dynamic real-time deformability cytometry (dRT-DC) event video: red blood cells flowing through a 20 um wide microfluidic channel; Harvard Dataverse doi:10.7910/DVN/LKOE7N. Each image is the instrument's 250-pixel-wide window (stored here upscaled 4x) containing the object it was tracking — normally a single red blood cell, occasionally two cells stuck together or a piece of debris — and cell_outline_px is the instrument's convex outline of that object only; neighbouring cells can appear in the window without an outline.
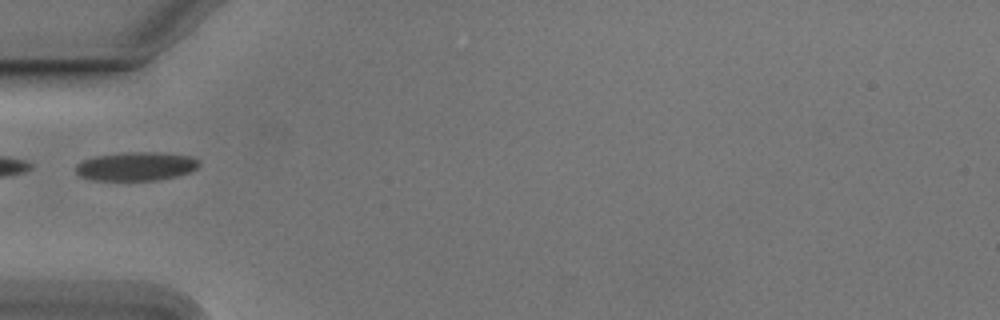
{"species": "Egyptian fruit bat (a non-hibernating species)", "species_latin": "Rousettus aegyptiacus", "temperature_condition": "cold", "stored_images_in_passage": 22, "camera_frame_rate_fps": 3000, "um_per_image_px": 0.085, "animal": {"sex": "male"}, "frame": {"image": 1, "passage_image": 1, "time_ms": 0.0, "image_size_px": [1000, 320], "cell_outline_px": [[200, 164], [196, 168], [188, 172], [176, 176], [156, 180], [92, 180], [80, 176], [76, 172], [76, 164], [84, 160], [96, 156], [128, 152], [160, 152], [192, 156], [200, 160]], "centroid_in_image_um": [11.59, 14.13], "position_along_channel_um": 73.4, "area_um2": 20.58}}
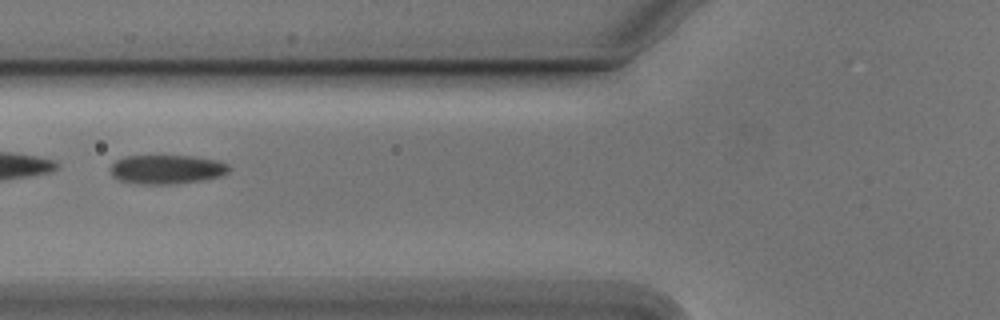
{"frame": {"image": 2, "passage_image": 4, "time_ms": 1.0, "image_size_px": [1000, 320], "cell_outline_px": [[232, 168], [228, 172], [220, 176], [204, 180], [176, 184], [136, 184], [120, 180], [112, 176], [108, 168], [116, 160], [124, 156], [192, 156], [216, 160], [228, 164]], "centroid_in_image_um": [14.16, 14.4], "position_along_channel_um": 111.6, "area_um2": 20.35}}
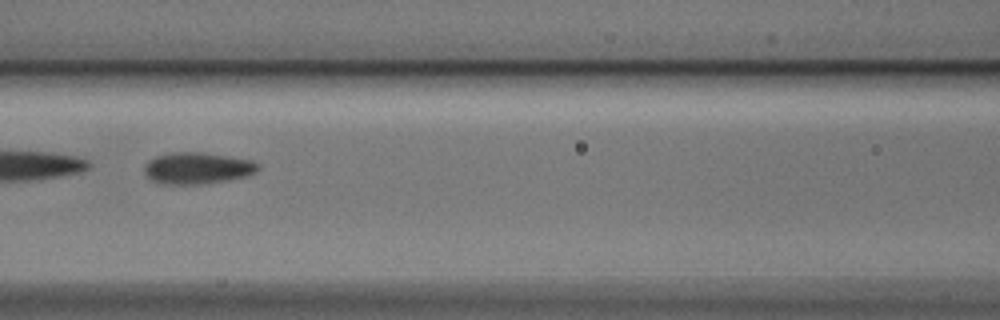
{"frame": {"image": 3, "passage_image": 7, "time_ms": 2.0, "image_size_px": [1000, 320], "cell_outline_px": [[260, 168], [256, 172], [248, 176], [208, 184], [156, 184], [144, 176], [144, 168], [148, 160], [156, 156], [176, 152], [200, 152], [252, 160], [260, 164]], "centroid_in_image_um": [16.76, 14.31], "position_along_channel_um": 149.8, "area_um2": 21.27}}